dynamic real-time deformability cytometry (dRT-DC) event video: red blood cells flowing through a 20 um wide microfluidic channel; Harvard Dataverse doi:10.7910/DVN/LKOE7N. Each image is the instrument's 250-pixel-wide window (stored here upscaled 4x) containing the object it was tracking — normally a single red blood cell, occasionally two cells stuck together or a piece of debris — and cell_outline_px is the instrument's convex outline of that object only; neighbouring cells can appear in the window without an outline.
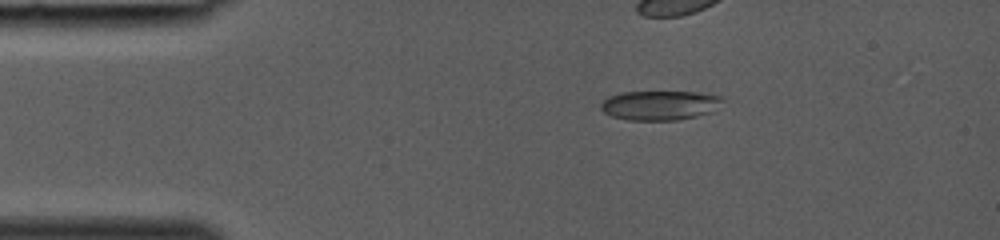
{"species": "common noctule bat (a hibernating species)", "species_latin": "Nyctalus noctula", "temperature_condition": "room temperature", "stored_images_in_passage": 35, "camera_frame_rate_fps": 3000, "um_per_image_px": 0.085, "animal": {"sex": "female", "body_mass_g": 19.0, "forearm_length_mm": 53.3}, "frame": {"image": 1, "passage_image": 6, "time_ms": 1.667, "image_size_px": [1000, 240], "cell_outline_px": [[724, 100], [712, 112], [696, 116], [676, 120], [628, 120], [612, 116], [604, 112], [600, 108], [600, 104], [608, 96], [624, 92], [696, 92], [720, 96]], "centroid_in_image_um": [56.07, 8.95], "position_along_channel_um": 28.9, "area_um2": 20.81}}